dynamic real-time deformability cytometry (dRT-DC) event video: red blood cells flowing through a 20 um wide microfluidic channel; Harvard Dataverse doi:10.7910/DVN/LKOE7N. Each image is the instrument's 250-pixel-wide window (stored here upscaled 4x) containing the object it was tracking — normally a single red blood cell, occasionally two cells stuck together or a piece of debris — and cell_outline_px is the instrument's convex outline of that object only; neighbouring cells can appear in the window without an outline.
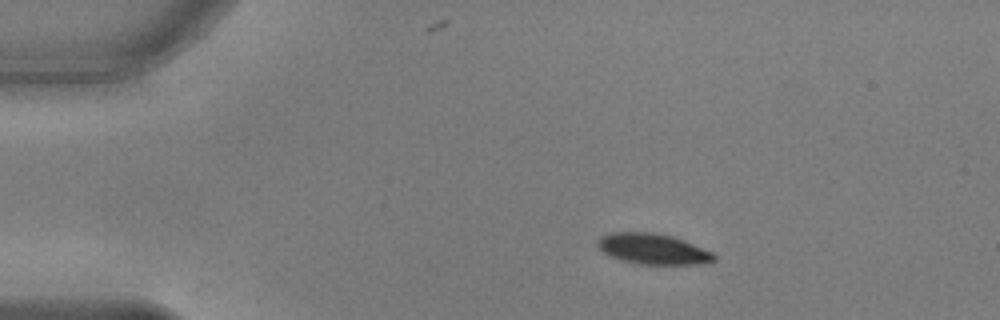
{"species": "common noctule bat (a hibernating species)", "species_latin": "Nyctalus noctula", "temperature_condition": "warm", "stored_images_in_passage": 46, "camera_frame_rate_fps": 3000, "um_per_image_px": 0.085, "animal": {"sex": "male", "body_mass_g": 17.9, "forearm_length_mm": 54.2}, "frame": {"image": 1, "passage_image": 1, "time_ms": 0.0, "image_size_px": [1000, 320], "cell_outline_px": [[716, 260], [696, 264], [640, 264], [620, 260], [604, 252], [596, 244], [604, 236], [612, 232], [652, 232], [672, 236], [684, 240], [712, 252], [716, 256]], "centroid_in_image_um": [55.52, 21.16], "position_along_channel_um": 29.5, "area_um2": 20.46}}
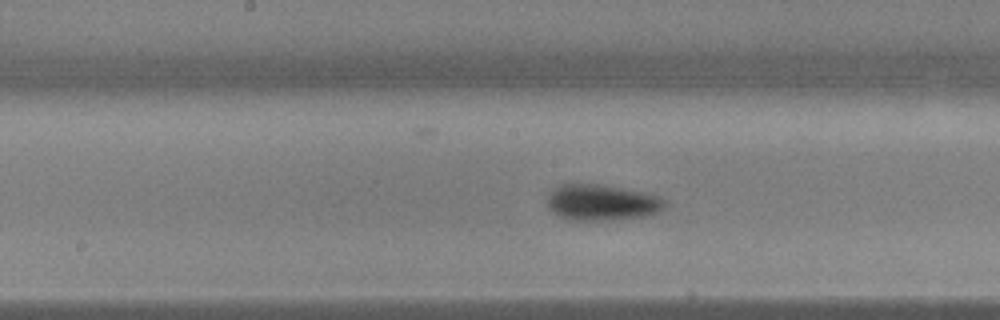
{"frame": {"image": 2, "passage_image": 19, "time_ms": 6.0, "image_size_px": [1000, 320], "cell_outline_px": [[664, 204], [656, 212], [648, 216], [600, 220], [568, 220], [552, 212], [548, 208], [548, 196], [552, 188], [560, 184], [600, 184], [644, 192], [656, 196], [664, 200]], "centroid_in_image_um": [51.07, 17.2], "position_along_channel_um": 197.1, "area_um2": 24.39}}
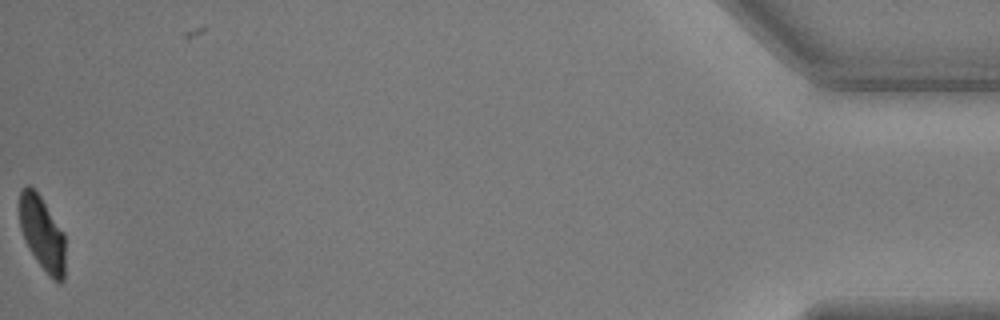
{"frame": {"image": 3, "passage_image": 45, "time_ms": 14.667, "image_size_px": [1000, 320], "cell_outline_px": [[64, 280], [60, 284], [52, 280], [48, 276], [36, 260], [28, 248], [20, 228], [20, 192], [28, 184], [40, 196], [64, 232]], "centroid_in_image_um": [3.6, 19.9], "position_along_channel_um": 431.6, "area_um2": 19.71}, "authors_computed_cell_mechanics": {"area_um2": 22.8888, "velocity_mm_per_s": 3.7833, "shape_relaxation_time_tau1_ms": 2.5039, "shape_relaxation_time_tau2_ms": 1.4777, "deformation_change_tau1": 0.1364, "deformation_change_tau2": 0.0374}}